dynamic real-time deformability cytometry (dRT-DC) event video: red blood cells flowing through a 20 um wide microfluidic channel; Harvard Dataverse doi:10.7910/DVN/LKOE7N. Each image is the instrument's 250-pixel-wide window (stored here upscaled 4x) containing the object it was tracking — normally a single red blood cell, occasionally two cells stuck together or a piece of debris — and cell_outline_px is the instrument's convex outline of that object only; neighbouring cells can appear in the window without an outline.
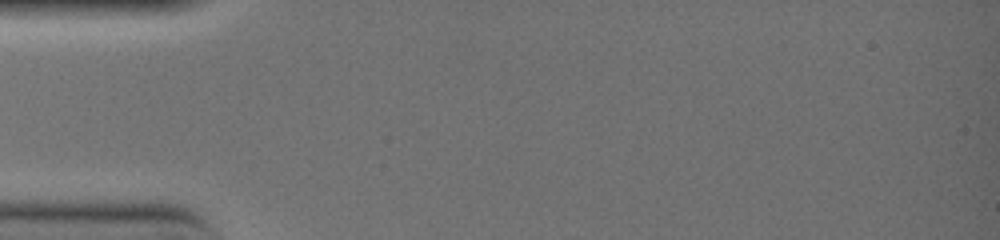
{"species": "common noctule bat (a hibernating species)", "species_latin": "Nyctalus noctula", "temperature_condition": "warm", "stored_images_in_passage": 2, "camera_frame_rate_fps": 3000, "um_per_image_px": 0.085, "animal": {"sex": "female", "body_mass_g": 19.0, "forearm_length_mm": 51.5}, "frame": {"image": 1, "passage_image": 1, "time_ms": 0.0, "image_size_px": [1000, 240], "cell_outline_px": [[152, 168], [36, 168], [12, 164], [16, 160], [56, 156], [120, 156], [148, 160], [152, 164]], "centroid_in_image_um": [7.21, 13.8], "position_along_channel_um": 77.8, "area_um2": 10.46}}